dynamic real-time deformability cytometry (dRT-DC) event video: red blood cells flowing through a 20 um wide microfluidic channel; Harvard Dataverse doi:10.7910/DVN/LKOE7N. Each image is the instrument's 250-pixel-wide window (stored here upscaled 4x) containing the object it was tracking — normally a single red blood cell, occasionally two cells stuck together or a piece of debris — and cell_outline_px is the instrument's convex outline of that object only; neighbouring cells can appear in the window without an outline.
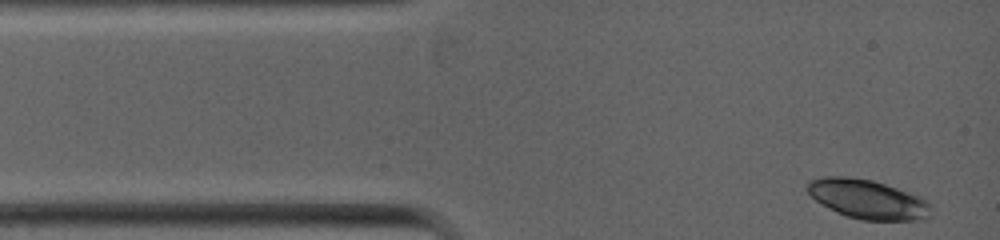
{"species": "common noctule bat (a hibernating species)", "species_latin": "Nyctalus noctula", "temperature_condition": "warm", "stored_images_in_passage": 16, "camera_frame_rate_fps": 5000, "um_per_image_px": 0.085, "animal": {"sex": "female", "body_mass_g": 19.0, "forearm_length_mm": 53.3}, "frame": {"image": 1, "passage_image": 1, "time_ms": 0.0, "image_size_px": [1000, 240], "cell_outline_px": [[932, 204], [928, 216], [924, 220], [860, 220], [836, 212], [816, 200], [808, 192], [808, 180], [824, 176], [844, 176], [872, 180], [920, 196], [928, 200]], "centroid_in_image_um": [73.77, 16.93], "position_along_channel_um": 11.2, "area_um2": 28.15}}
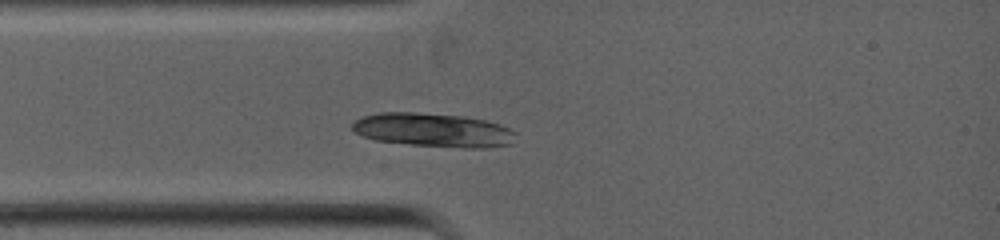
{"frame": {"image": 2, "passage_image": 13, "time_ms": 1.8, "image_size_px": [1000, 240], "cell_outline_px": [[516, 132], [512, 144], [488, 148], [464, 148], [412, 144], [376, 140], [364, 136], [356, 132], [352, 128], [352, 124], [356, 120], [364, 116], [380, 112], [412, 112], [464, 116], [484, 120], [500, 124]], "centroid_in_image_um": [36.87, 11.05], "position_along_channel_um": 48.1, "area_um2": 32.02}}